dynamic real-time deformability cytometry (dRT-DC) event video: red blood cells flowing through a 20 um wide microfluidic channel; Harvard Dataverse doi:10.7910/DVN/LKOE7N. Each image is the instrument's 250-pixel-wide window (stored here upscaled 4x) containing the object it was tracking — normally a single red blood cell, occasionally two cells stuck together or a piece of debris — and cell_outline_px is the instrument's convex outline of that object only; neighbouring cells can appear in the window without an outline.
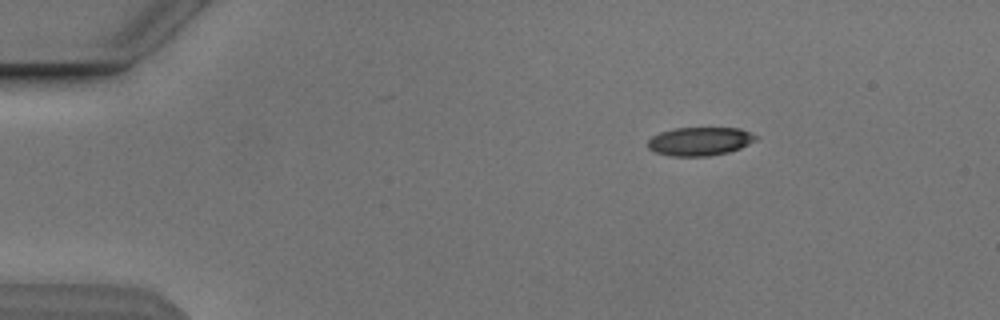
{"species": "Egyptian fruit bat (a non-hibernating species)", "species_latin": "Rousettus aegyptiacus", "temperature_condition": "cold", "stored_images_in_passage": 6, "camera_frame_rate_fps": 3000, "um_per_image_px": 0.085, "animal": {"sex": "male"}, "frame": {"image": 1, "passage_image": 6, "time_ms": 6.667, "image_size_px": [1000, 320], "cell_outline_px": [[756, 140], [740, 148], [728, 152], [708, 156], [672, 156], [656, 152], [648, 148], [648, 140], [652, 136], [660, 132], [676, 128], [740, 128], [756, 136]], "centroid_in_image_um": [59.46, 12.01], "position_along_channel_um": 25.5, "area_um2": 17.74}}